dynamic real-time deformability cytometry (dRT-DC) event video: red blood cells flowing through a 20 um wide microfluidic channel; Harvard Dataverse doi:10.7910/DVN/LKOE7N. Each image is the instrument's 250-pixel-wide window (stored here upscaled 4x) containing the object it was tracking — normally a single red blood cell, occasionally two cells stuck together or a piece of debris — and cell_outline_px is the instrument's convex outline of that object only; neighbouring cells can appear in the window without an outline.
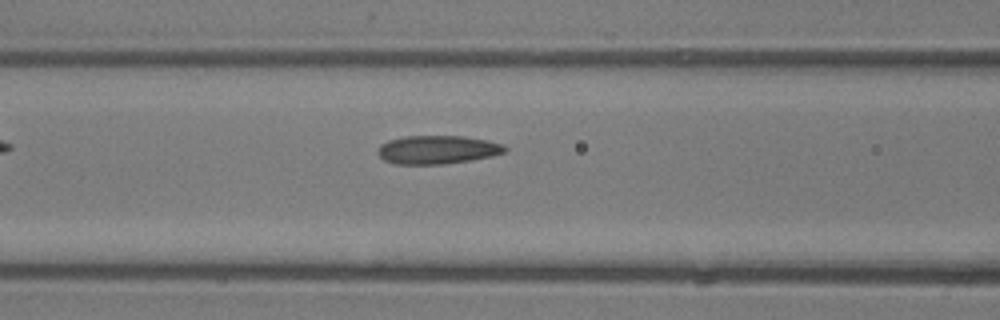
{"species": "common noctule bat (a hibernating species)", "species_latin": "Nyctalus noctula", "temperature_condition": "room temperature", "stored_images_in_passage": 5, "camera_frame_rate_fps": 3000, "um_per_image_px": 0.085, "animal": {"sex": "male", "body_mass_g": 13.3}, "frame": {"image": 1, "passage_image": 5, "time_ms": 1.333, "image_size_px": [1000, 320], "cell_outline_px": [[508, 148], [504, 152], [492, 156], [444, 164], [396, 164], [384, 160], [376, 152], [380, 144], [388, 140], [404, 136], [464, 136], [504, 144]], "centroid_in_image_um": [37.15, 12.72], "position_along_channel_um": 129.5, "area_um2": 21.04}}